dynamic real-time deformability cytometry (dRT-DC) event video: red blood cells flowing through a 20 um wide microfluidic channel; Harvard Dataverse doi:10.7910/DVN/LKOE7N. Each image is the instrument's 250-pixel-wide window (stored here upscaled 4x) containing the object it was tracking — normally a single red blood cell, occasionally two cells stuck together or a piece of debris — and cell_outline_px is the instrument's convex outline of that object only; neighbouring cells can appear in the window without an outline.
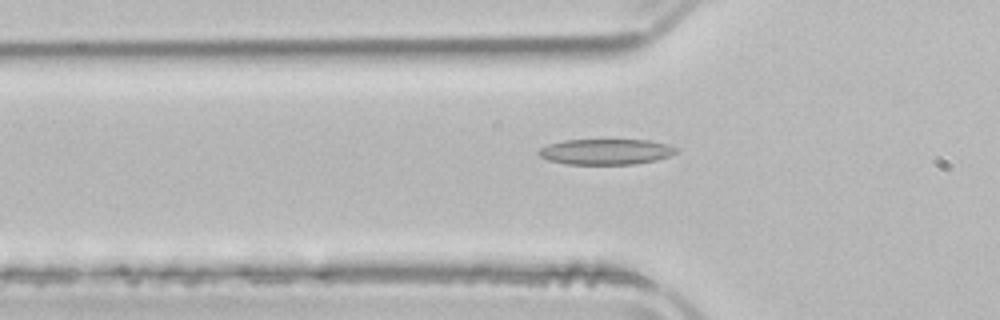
{"species": "common noctule bat (a hibernating species)", "species_latin": "Nyctalus noctula", "temperature_condition": "room temperature", "stored_images_in_passage": 44, "camera_frame_rate_fps": 3000, "um_per_image_px": 0.085, "animal": {"sex": "male", "body_mass_g": 21.5, "forearm_length_mm": 52.0}, "frame": {"image": 1, "passage_image": 14, "time_ms": 4.333, "image_size_px": [1000, 320], "cell_outline_px": [[676, 152], [668, 156], [656, 160], [632, 164], [568, 164], [548, 160], [540, 156], [536, 152], [540, 148], [548, 144], [564, 140], [648, 140], [668, 144], [676, 148]], "centroid_in_image_um": [51.46, 12.89], "position_along_channel_um": 74.3, "area_um2": 20.4}}
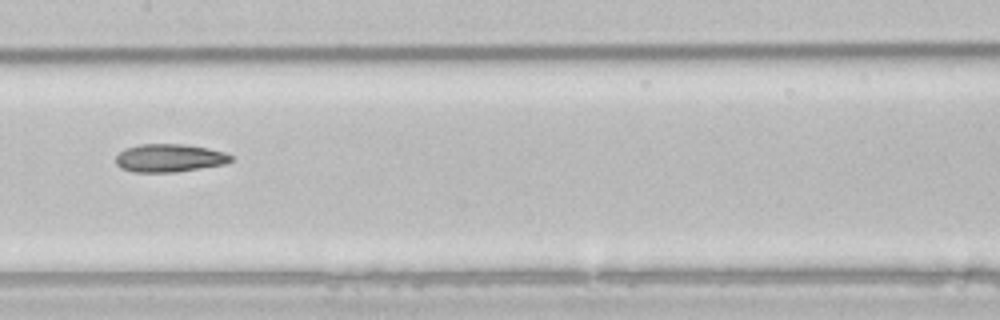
{"frame": {"image": 2, "passage_image": 23, "time_ms": 7.333, "image_size_px": [1000, 320], "cell_outline_px": [[232, 160], [224, 164], [176, 172], [132, 172], [120, 168], [116, 164], [116, 156], [124, 148], [140, 144], [180, 144], [208, 148], [224, 152], [232, 156]], "centroid_in_image_um": [14.36, 13.43], "position_along_channel_um": 193.0, "area_um2": 18.79}}
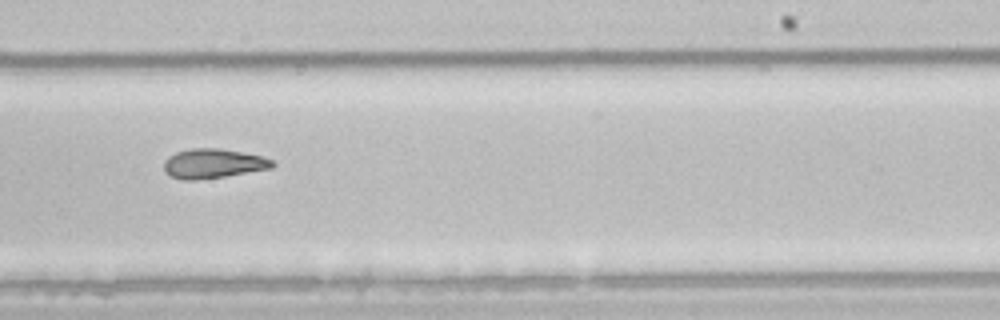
{"frame": {"image": 3, "passage_image": 29, "time_ms": 9.333, "image_size_px": [1000, 320], "cell_outline_px": [[276, 164], [272, 168], [224, 176], [192, 180], [184, 180], [168, 176], [164, 172], [164, 160], [168, 156], [176, 152], [192, 148], [220, 148], [244, 152], [264, 156], [272, 160]], "centroid_in_image_um": [18.1, 13.89], "position_along_channel_um": 270.9, "area_um2": 18.79}}